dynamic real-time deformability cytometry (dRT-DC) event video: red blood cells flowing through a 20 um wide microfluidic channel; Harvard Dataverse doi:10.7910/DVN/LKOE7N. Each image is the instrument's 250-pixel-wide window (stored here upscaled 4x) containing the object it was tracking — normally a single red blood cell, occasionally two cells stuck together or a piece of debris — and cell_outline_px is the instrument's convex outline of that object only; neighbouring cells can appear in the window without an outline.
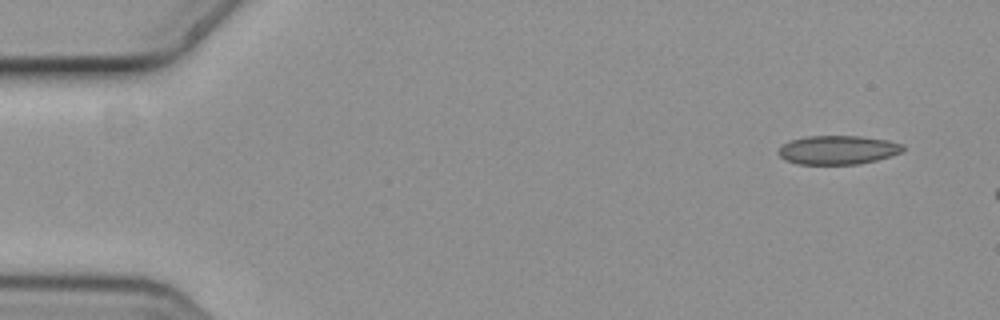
{"species": "common noctule bat (a hibernating species)", "species_latin": "Nyctalus noctula", "temperature_condition": "cold", "stored_images_in_passage": 5, "camera_frame_rate_fps": 3000, "um_per_image_px": 0.085, "animal": {"sex": "female", "body_mass_g": 19.3, "forearm_length_mm": 54.1}, "frame": {"image": 1, "passage_image": 1, "time_ms": 0.0, "image_size_px": [1000, 320], "cell_outline_px": [[904, 152], [892, 156], [876, 160], [856, 164], [800, 164], [788, 160], [780, 156], [776, 152], [788, 140], [804, 136], [860, 136], [888, 140], [904, 144]], "centroid_in_image_um": [71.25, 12.73], "position_along_channel_um": 13.8, "area_um2": 21.04}}
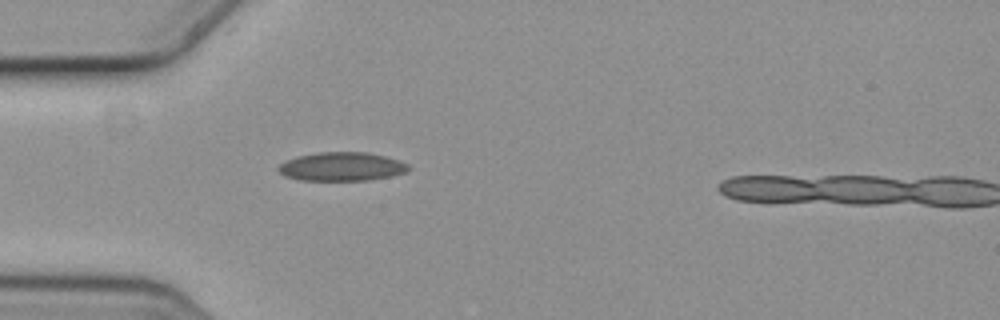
{"frame": {"image": 2, "passage_image": 4, "time_ms": 1.0, "image_size_px": [1000, 320], "cell_outline_px": [[412, 168], [408, 172], [392, 176], [368, 180], [300, 180], [284, 176], [276, 168], [280, 164], [296, 156], [320, 152], [368, 152], [400, 160], [408, 164]], "centroid_in_image_um": [29.09, 14.16], "position_along_channel_um": 55.9, "area_um2": 21.91}}